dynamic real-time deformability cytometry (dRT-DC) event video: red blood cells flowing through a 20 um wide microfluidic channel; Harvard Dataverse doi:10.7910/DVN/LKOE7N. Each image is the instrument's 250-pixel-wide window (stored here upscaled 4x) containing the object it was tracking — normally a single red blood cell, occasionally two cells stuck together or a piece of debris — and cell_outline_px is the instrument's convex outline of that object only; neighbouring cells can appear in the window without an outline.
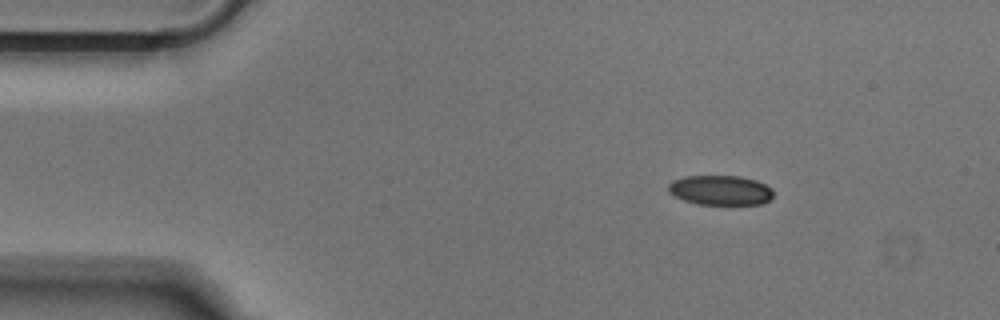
{"species": "Egyptian fruit bat (a non-hibernating species)", "species_latin": "Rousettus aegyptiacus", "temperature_condition": "cold", "stored_images_in_passage": 45, "camera_frame_rate_fps": 3000, "um_per_image_px": 0.085, "animal": {"sex": "male"}, "frame": {"image": 1, "passage_image": 1, "time_ms": 0.0, "image_size_px": [1000, 320], "cell_outline_px": [[772, 196], [768, 200], [760, 204], [696, 204], [684, 200], [668, 192], [668, 184], [672, 180], [684, 176], [740, 176], [756, 180], [772, 188]], "centroid_in_image_um": [61.2, 16.16], "position_along_channel_um": 23.8, "area_um2": 18.15}}
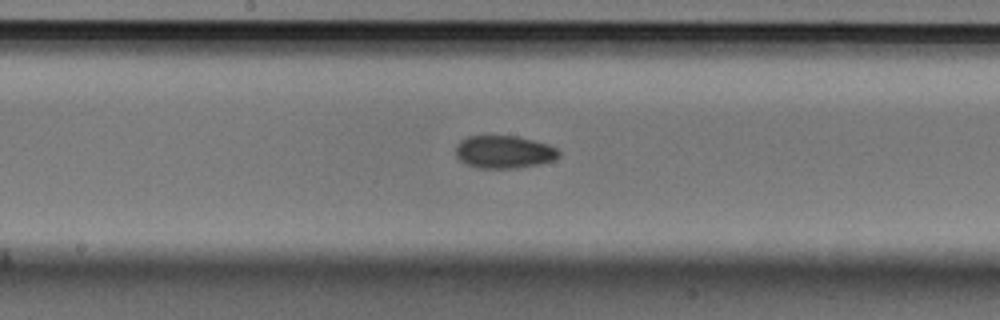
{"frame": {"image": 2, "passage_image": 20, "time_ms": 6.333, "image_size_px": [1000, 320], "cell_outline_px": [[560, 156], [556, 160], [540, 164], [516, 168], [480, 168], [468, 164], [460, 160], [456, 156], [456, 144], [460, 140], [468, 136], [516, 136], [548, 144], [556, 148], [560, 152]], "centroid_in_image_um": [42.86, 12.92], "position_along_channel_um": 205.3, "area_um2": 19.71}}
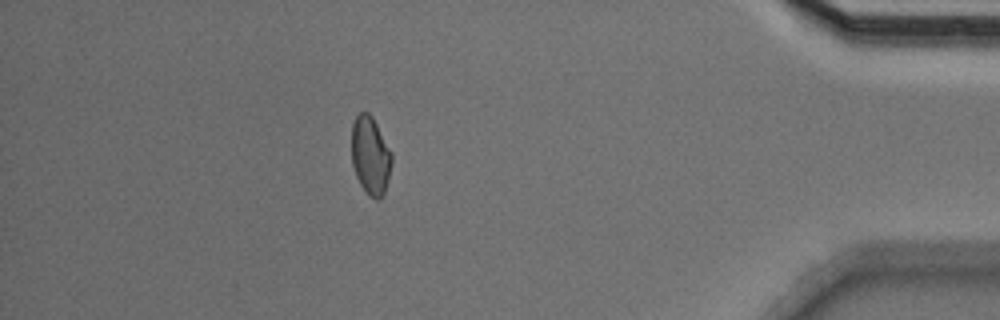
{"frame": {"image": 3, "passage_image": 39, "time_ms": 12.667, "image_size_px": [1000, 320], "cell_outline_px": [[392, 164], [384, 192], [380, 200], [376, 200], [368, 196], [360, 184], [356, 176], [352, 164], [352, 124], [356, 116], [360, 112], [368, 112], [372, 116], [392, 152]], "centroid_in_image_um": [31.49, 13.24], "position_along_channel_um": 403.7, "area_um2": 18.38}}